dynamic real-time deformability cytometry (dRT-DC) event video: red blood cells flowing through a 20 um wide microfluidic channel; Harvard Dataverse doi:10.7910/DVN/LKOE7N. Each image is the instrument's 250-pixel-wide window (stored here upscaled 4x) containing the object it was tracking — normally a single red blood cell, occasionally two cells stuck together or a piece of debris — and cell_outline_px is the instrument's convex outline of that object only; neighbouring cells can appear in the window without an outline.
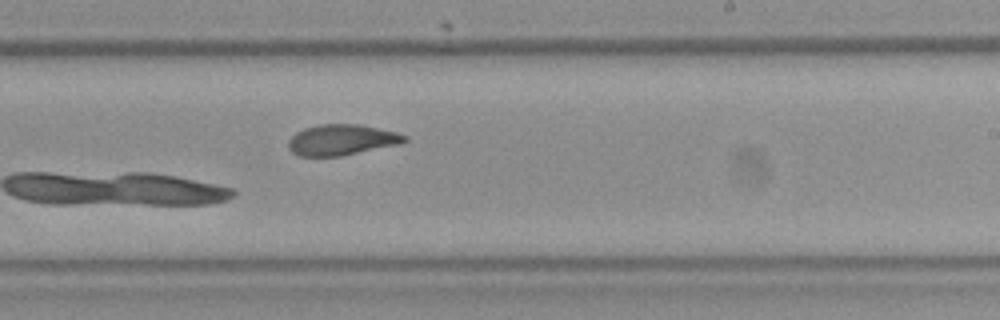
{"species": "Egyptian fruit bat (a non-hibernating species)", "species_latin": "Rousettus aegyptiacus", "temperature_condition": "room temperature", "stored_images_in_passage": 23, "camera_frame_rate_fps": 3000, "um_per_image_px": 0.085, "frame": {"image": 1, "passage_image": 23, "time_ms": 7.333, "image_size_px": [1000, 320], "cell_outline_px": [[408, 140], [400, 144], [340, 156], [300, 156], [292, 152], [288, 148], [288, 140], [296, 132], [304, 128], [320, 124], [360, 124], [396, 132], [408, 136]], "centroid_in_image_um": [29.04, 11.88], "position_along_channel_um": 260.0, "area_um2": 20.87}}